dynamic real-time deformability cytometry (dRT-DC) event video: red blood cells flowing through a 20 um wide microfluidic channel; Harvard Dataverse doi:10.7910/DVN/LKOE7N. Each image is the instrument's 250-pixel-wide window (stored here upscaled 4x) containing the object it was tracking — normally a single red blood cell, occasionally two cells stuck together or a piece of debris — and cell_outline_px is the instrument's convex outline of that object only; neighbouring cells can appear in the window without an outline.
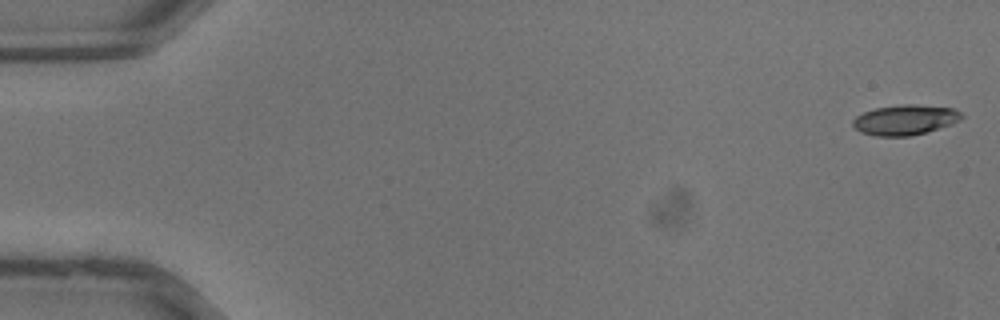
{"species": "common noctule bat (a hibernating species)", "species_latin": "Nyctalus noctula", "temperature_condition": "warm", "stored_images_in_passage": 37, "camera_frame_rate_fps": 3000, "um_per_image_px": 0.085, "animal": {"sex": "male", "body_mass_g": 13.3}, "frame": {"image": 1, "passage_image": 1, "time_ms": 0.0, "image_size_px": [1000, 320], "cell_outline_px": [[964, 116], [960, 120], [952, 124], [924, 132], [908, 136], [876, 136], [860, 132], [852, 124], [852, 120], [856, 116], [864, 112], [876, 108], [900, 104], [916, 104], [952, 108], [960, 112]], "centroid_in_image_um": [76.92, 10.18], "position_along_channel_um": 8.1, "area_um2": 19.02}}
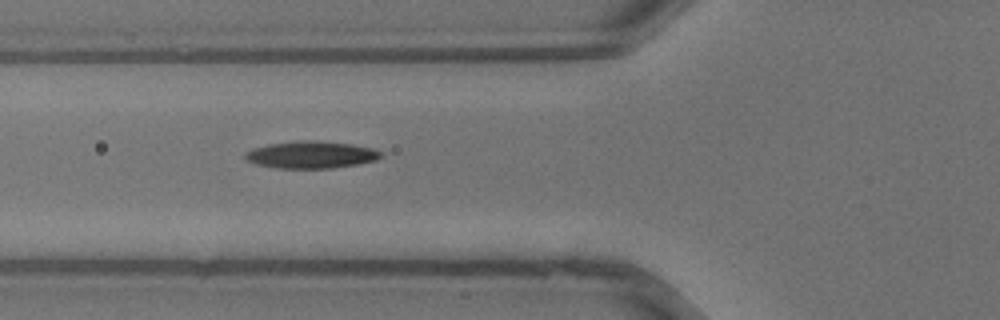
{"frame": {"image": 2, "passage_image": 14, "time_ms": 4.333, "image_size_px": [1000, 320], "cell_outline_px": [[380, 156], [376, 160], [356, 164], [332, 168], [276, 168], [256, 164], [244, 160], [244, 152], [252, 148], [268, 144], [296, 140], [316, 140], [352, 144], [376, 148], [380, 152]], "centroid_in_image_um": [26.39, 13.14], "position_along_channel_um": 99.4, "area_um2": 21.68}}
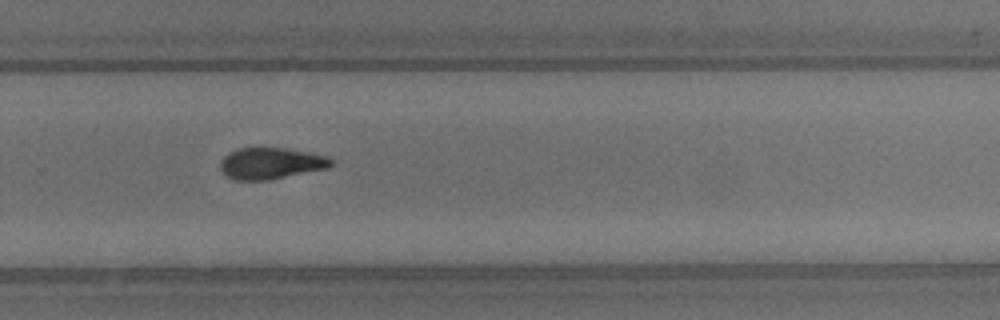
{"frame": {"image": 3, "passage_image": 25, "time_ms": 8.0, "image_size_px": [1000, 320], "cell_outline_px": [[332, 164], [328, 168], [268, 180], [236, 180], [228, 176], [220, 168], [220, 160], [228, 152], [236, 148], [284, 148], [308, 152], [328, 156], [332, 160]], "centroid_in_image_um": [23.01, 13.88], "position_along_channel_um": 306.8, "area_um2": 20.23}}